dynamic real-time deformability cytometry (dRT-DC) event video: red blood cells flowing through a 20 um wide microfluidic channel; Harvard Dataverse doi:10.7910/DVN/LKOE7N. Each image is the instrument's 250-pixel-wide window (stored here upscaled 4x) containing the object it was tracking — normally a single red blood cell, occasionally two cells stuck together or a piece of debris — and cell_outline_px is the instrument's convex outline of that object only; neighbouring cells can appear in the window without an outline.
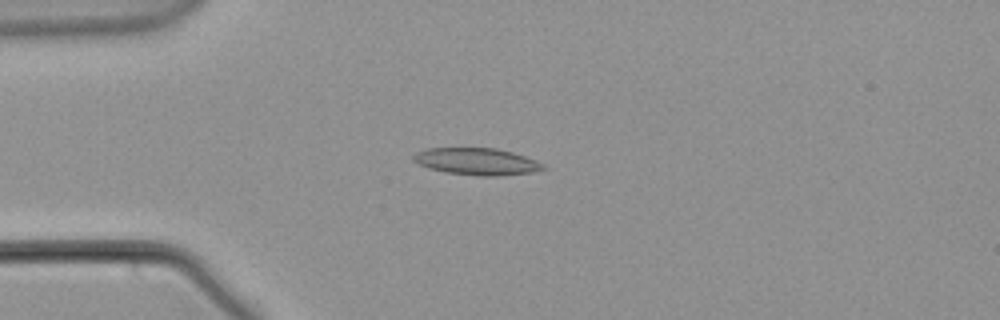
{"species": "common noctule bat (a hibernating species)", "species_latin": "Nyctalus noctula", "temperature_condition": "warm", "stored_images_in_passage": 57, "camera_frame_rate_fps": 3000, "um_per_image_px": 0.085, "animal": {"sex": "male", "body_mass_g": 21.5, "forearm_length_mm": 52.0}, "frame": {"image": 1, "passage_image": 15, "time_ms": 4.667, "image_size_px": [1000, 320], "cell_outline_px": [[548, 168], [532, 172], [496, 176], [480, 176], [448, 172], [428, 168], [412, 160], [412, 156], [416, 152], [428, 148], [496, 148], [512, 152], [536, 160], [544, 164]], "centroid_in_image_um": [40.54, 13.72], "position_along_channel_um": 44.5, "area_um2": 20.29}}
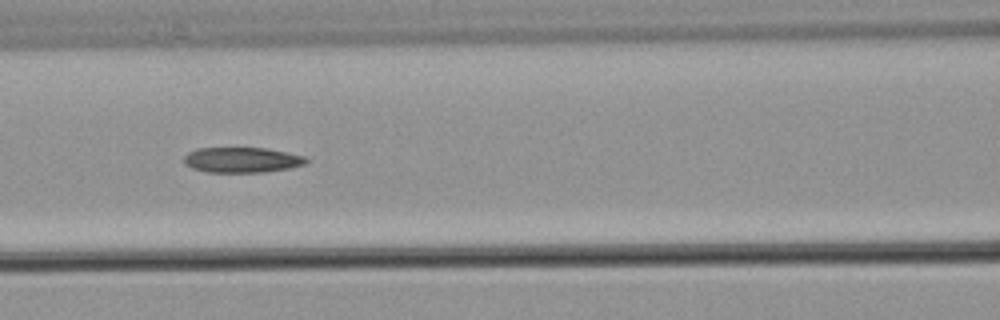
{"frame": {"image": 2, "passage_image": 25, "time_ms": 8.0, "image_size_px": [1000, 320], "cell_outline_px": [[308, 160], [304, 164], [288, 168], [264, 172], [208, 172], [192, 168], [184, 164], [184, 156], [188, 152], [196, 148], [268, 148], [304, 156]], "centroid_in_image_um": [20.53, 13.59], "position_along_channel_um": 146.1, "area_um2": 17.98}}
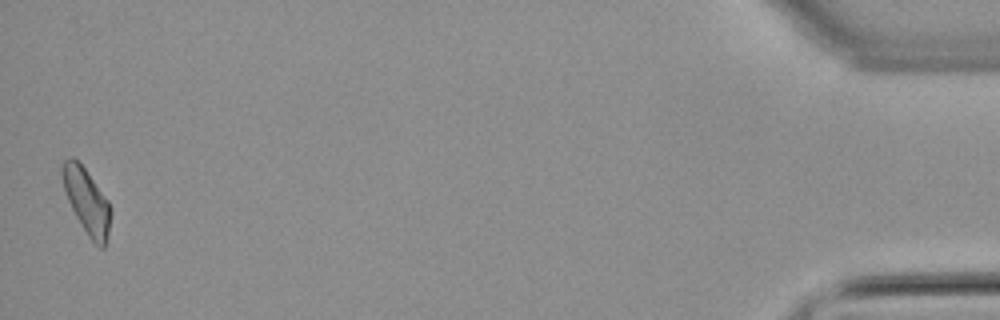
{"frame": {"image": 3, "passage_image": 56, "time_ms": 18.333, "image_size_px": [1000, 320], "cell_outline_px": [[112, 212], [108, 232], [104, 248], [100, 248], [88, 236], [76, 216], [68, 200], [60, 176], [60, 168], [64, 160], [68, 156], [72, 156], [84, 168], [108, 200]], "centroid_in_image_um": [7.35, 17.07], "position_along_channel_um": 427.8, "area_um2": 18.26}}